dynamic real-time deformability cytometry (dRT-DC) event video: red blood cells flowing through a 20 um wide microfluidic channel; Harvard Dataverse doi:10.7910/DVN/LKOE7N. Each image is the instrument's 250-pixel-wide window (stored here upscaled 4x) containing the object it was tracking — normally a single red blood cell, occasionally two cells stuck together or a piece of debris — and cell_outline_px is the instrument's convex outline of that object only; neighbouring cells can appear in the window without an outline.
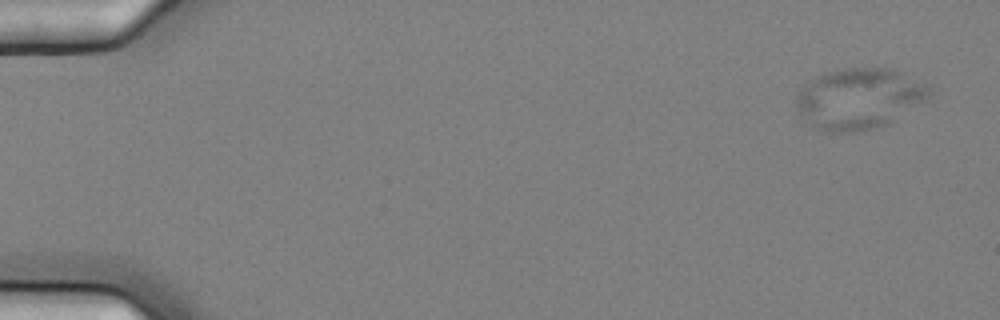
{"species": "common noctule bat (a hibernating species)", "species_latin": "Nyctalus noctula", "temperature_condition": "cold", "stored_images_in_passage": 6, "camera_frame_rate_fps": 3000, "um_per_image_px": 0.085, "animal": {"sex": "female", "body_mass_g": 25.1}, "frame": {"image": 1, "passage_image": 1, "time_ms": 0.0, "image_size_px": [1000, 320], "cell_outline_px": [[928, 96], [884, 124], [872, 128], [856, 132], [828, 132], [812, 124], [800, 112], [796, 104], [796, 96], [812, 76], [824, 72], [844, 68], [888, 68], [928, 84]], "centroid_in_image_um": [72.93, 8.34], "position_along_channel_um": 12.1, "area_um2": 45.72}}